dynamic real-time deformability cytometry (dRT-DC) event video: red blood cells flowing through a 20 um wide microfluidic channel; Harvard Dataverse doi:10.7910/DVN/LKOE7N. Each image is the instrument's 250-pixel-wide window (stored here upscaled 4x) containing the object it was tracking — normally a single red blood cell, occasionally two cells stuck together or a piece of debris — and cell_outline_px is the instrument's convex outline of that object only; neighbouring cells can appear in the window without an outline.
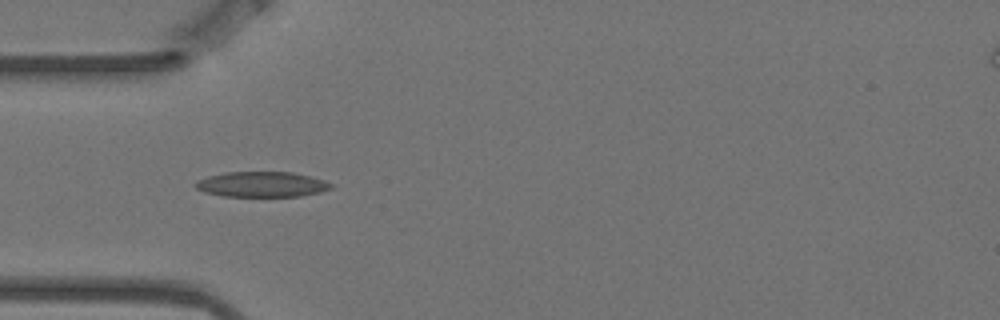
{"species": "Egyptian fruit bat (a non-hibernating species)", "species_latin": "Rousettus aegyptiacus", "temperature_condition": "warm", "stored_images_in_passage": 5, "camera_frame_rate_fps": 3000, "um_per_image_px": 0.085, "animal": {"sex": "female"}, "frame": {"image": 1, "passage_image": 4, "time_ms": 1.0, "image_size_px": [1000, 320], "cell_outline_px": [[332, 188], [320, 192], [300, 196], [224, 196], [204, 192], [196, 188], [192, 184], [196, 180], [208, 176], [224, 172], [292, 172], [324, 180], [332, 184]], "centroid_in_image_um": [22.2, 15.66], "position_along_channel_um": 62.8, "area_um2": 20.0}}
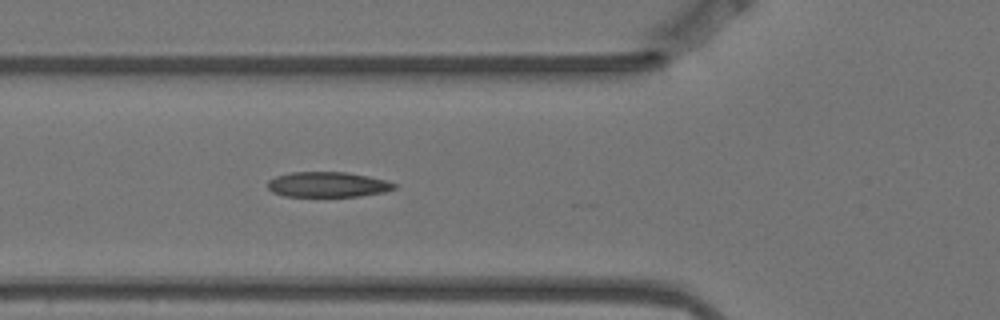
{"frame": {"image": 2, "passage_image": 5, "time_ms": 1.333, "image_size_px": [1000, 320], "cell_outline_px": [[396, 188], [384, 192], [360, 196], [284, 196], [272, 192], [268, 188], [268, 180], [276, 176], [292, 172], [348, 172], [368, 176], [384, 180], [396, 184]], "centroid_in_image_um": [27.84, 15.68], "position_along_channel_um": 98.0, "area_um2": 18.55}}